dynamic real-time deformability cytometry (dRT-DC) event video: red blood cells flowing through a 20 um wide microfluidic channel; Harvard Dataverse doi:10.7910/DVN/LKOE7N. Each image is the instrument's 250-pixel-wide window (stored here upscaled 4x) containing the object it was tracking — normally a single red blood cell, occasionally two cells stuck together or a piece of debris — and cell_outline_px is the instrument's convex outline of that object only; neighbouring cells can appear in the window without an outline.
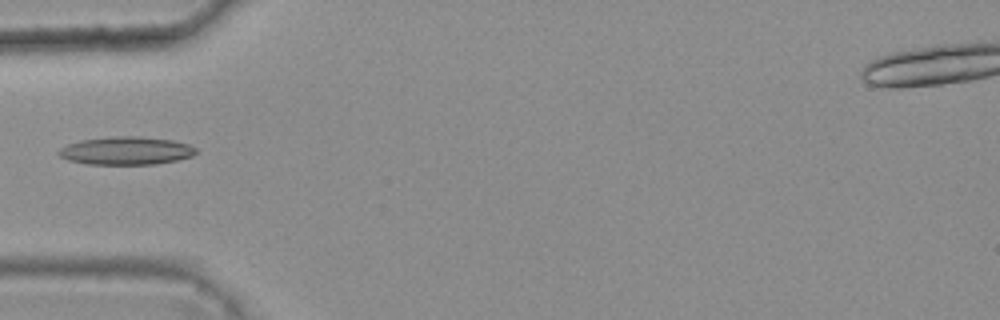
{"species": "common noctule bat (a hibernating species)", "species_latin": "Nyctalus noctula", "temperature_condition": "warm", "stored_images_in_passage": 6, "camera_frame_rate_fps": 3000, "um_per_image_px": 0.085, "animal": {"sex": "female", "body_mass_g": 25.1}, "frame": {"image": 1, "passage_image": 5, "time_ms": 1.333, "image_size_px": [1000, 320], "cell_outline_px": [[196, 152], [192, 156], [176, 160], [156, 164], [88, 164], [68, 160], [60, 156], [56, 152], [60, 148], [68, 144], [80, 140], [108, 136], [140, 136], [172, 140], [188, 144], [196, 148]], "centroid_in_image_um": [10.7, 12.8], "position_along_channel_um": 74.3, "area_um2": 22.48}}
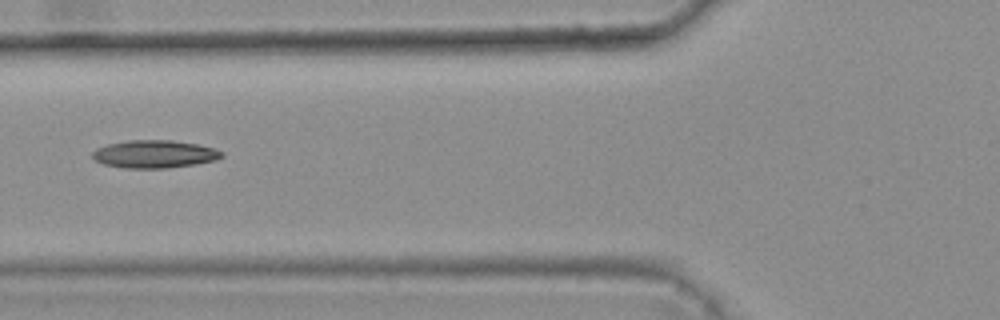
{"frame": {"image": 2, "passage_image": 6, "time_ms": 1.667, "image_size_px": [1000, 320], "cell_outline_px": [[224, 156], [216, 160], [196, 164], [164, 168], [128, 168], [104, 164], [96, 160], [92, 156], [92, 152], [96, 148], [108, 144], [128, 140], [172, 140], [196, 144], [216, 148], [224, 152]], "centroid_in_image_um": [13.17, 13.09], "position_along_channel_um": 112.6, "area_um2": 20.92}}